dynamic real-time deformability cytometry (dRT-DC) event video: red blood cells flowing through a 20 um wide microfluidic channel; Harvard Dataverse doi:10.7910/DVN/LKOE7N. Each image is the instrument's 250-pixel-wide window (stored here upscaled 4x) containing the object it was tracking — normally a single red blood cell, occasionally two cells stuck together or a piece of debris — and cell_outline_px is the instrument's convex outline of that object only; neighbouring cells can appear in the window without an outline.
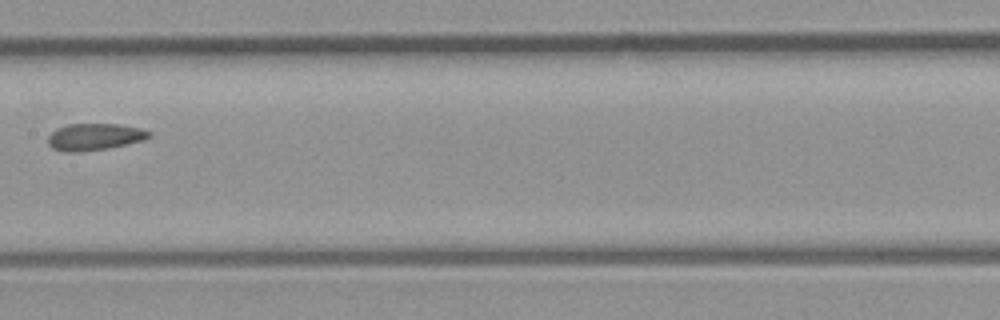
{"species": "common noctule bat (a hibernating species)", "species_latin": "Nyctalus noctula", "temperature_condition": "room temperature", "stored_images_in_passage": 10, "camera_frame_rate_fps": 3000, "um_per_image_px": 0.085, "animal": {"sex": "male", "body_mass_g": 23.1, "forearm_length_mm": 52.7}, "frame": {"image": 1, "passage_image": 10, "time_ms": 3.0, "image_size_px": [1000, 320], "cell_outline_px": [[152, 136], [144, 140], [108, 148], [80, 152], [64, 152], [52, 148], [48, 144], [48, 136], [56, 128], [68, 124], [116, 124], [140, 128], [152, 132]], "centroid_in_image_um": [8.03, 11.63], "position_along_channel_um": 199.4, "area_um2": 15.9}}